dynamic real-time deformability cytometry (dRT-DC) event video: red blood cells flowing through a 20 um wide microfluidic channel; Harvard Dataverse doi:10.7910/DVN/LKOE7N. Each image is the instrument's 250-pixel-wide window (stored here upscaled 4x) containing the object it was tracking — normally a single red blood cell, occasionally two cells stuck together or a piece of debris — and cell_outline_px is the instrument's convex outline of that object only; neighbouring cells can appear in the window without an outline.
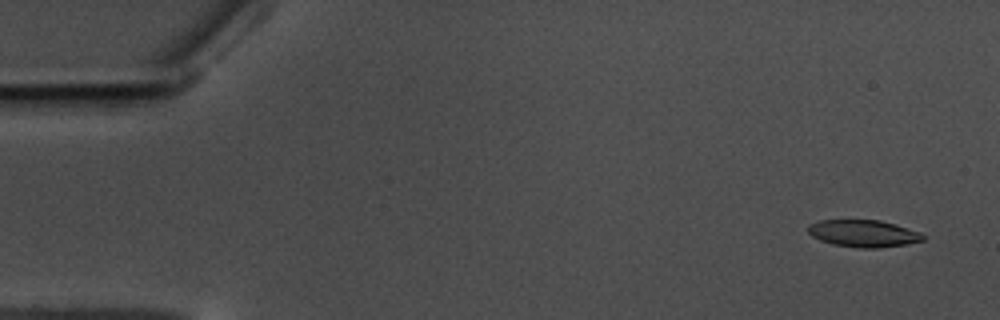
{"species": "common noctule bat (a hibernating species)", "species_latin": "Nyctalus noctula", "temperature_condition": "warm", "stored_images_in_passage": 58, "camera_frame_rate_fps": 3000, "um_per_image_px": 0.085, "animal": {"sex": "male", "body_mass_g": 17.5, "forearm_length_mm": 52.3}, "frame": {"image": 1, "passage_image": 3, "time_ms": 0.667, "image_size_px": [1000, 320], "cell_outline_px": [[924, 240], [908, 244], [880, 248], [860, 248], [832, 244], [820, 240], [812, 236], [808, 232], [808, 224], [820, 220], [880, 220], [896, 224], [920, 232], [924, 236]], "centroid_in_image_um": [73.4, 19.84], "position_along_channel_um": 11.6, "area_um2": 18.26}}
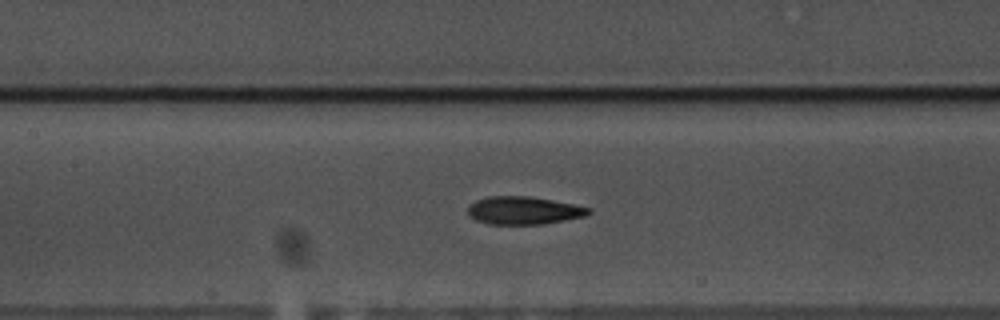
{"frame": {"image": 2, "passage_image": 27, "time_ms": 8.667, "image_size_px": [1000, 320], "cell_outline_px": [[592, 212], [588, 216], [544, 224], [488, 224], [476, 220], [468, 216], [468, 208], [476, 200], [488, 196], [532, 196], [592, 208]], "centroid_in_image_um": [44.55, 17.89], "position_along_channel_um": 162.9, "area_um2": 19.77}}
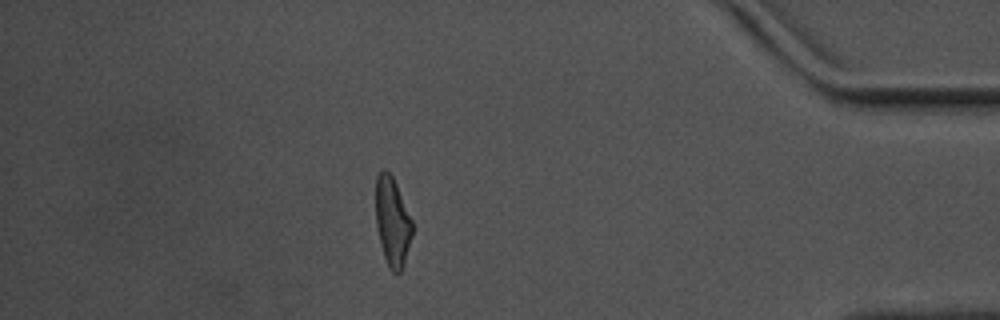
{"frame": {"image": 3, "passage_image": 51, "time_ms": 16.667, "image_size_px": [1000, 320], "cell_outline_px": [[412, 236], [404, 264], [400, 272], [396, 276], [388, 268], [384, 256], [376, 224], [376, 176], [380, 168], [384, 168], [392, 176], [396, 184], [412, 220]], "centroid_in_image_um": [33.35, 18.85], "position_along_channel_um": 401.9, "area_um2": 18.96}, "authors_computed_cell_mechanics": {"area_um2": 19.5653, "velocity_mm_per_s": 3.5137, "shape_relaxation_time_tau1_ms": 6.1867, "shape_relaxation_time_tau2_ms": 3.2493, "deformation_change_tau1": 0.1677, "deformation_change_tau2": 0.131}}